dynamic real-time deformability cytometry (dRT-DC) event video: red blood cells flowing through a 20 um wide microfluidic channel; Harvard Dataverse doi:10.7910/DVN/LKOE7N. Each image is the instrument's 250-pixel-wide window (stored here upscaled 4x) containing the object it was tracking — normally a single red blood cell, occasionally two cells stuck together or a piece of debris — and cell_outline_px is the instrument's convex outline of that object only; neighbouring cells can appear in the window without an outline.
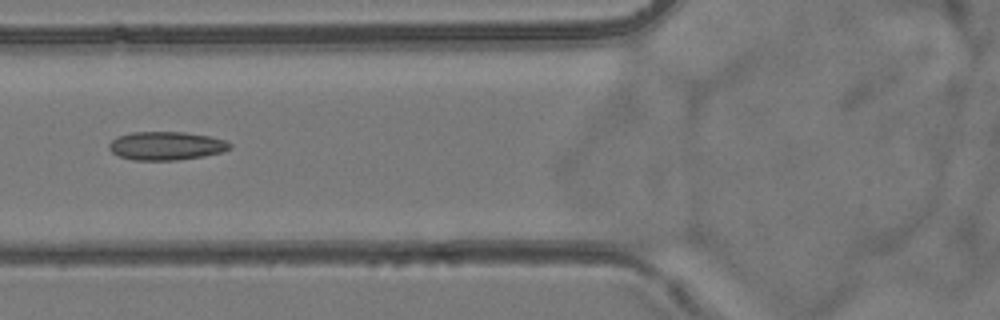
{"species": "common noctule bat (a hibernating species)", "species_latin": "Nyctalus noctula", "temperature_condition": "room temperature", "stored_images_in_passage": 6, "camera_frame_rate_fps": 3000, "um_per_image_px": 0.085, "animal": {"sex": "female", "body_mass_g": 24.6, "forearm_length_mm": 56.2}, "frame": {"image": 1, "passage_image": 6, "time_ms": 5.667, "image_size_px": [1000, 320], "cell_outline_px": [[232, 148], [220, 152], [204, 156], [176, 160], [132, 160], [120, 156], [112, 152], [108, 148], [108, 144], [112, 140], [120, 136], [132, 132], [184, 132], [208, 136], [224, 140], [232, 144]], "centroid_in_image_um": [14.12, 12.4], "position_along_channel_um": 111.7, "area_um2": 19.88}}